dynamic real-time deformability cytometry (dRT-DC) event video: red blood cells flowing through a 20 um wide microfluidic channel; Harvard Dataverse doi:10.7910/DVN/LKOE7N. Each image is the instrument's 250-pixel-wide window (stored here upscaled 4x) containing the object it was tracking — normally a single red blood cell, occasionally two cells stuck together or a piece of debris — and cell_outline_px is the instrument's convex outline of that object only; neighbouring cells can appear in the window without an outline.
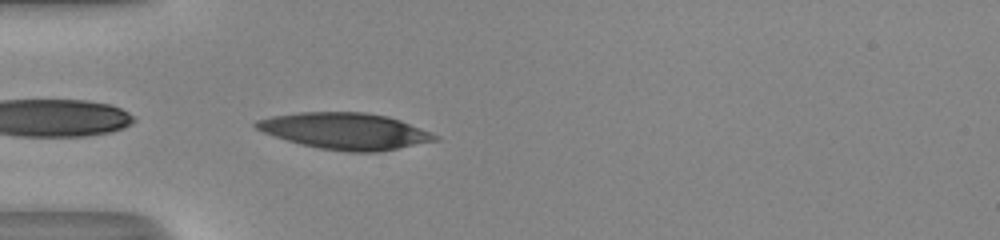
{"species": "human", "species_latin": "Homo sapiens", "temperature_condition": "room temperature", "stored_images_in_passage": 30, "camera_frame_rate_fps": 3000, "um_per_image_px": 0.085, "donor": {"sex": "male"}, "frame": {"image": 1, "passage_image": 1, "time_ms": 0.0, "image_size_px": [1000, 240], "cell_outline_px": [[440, 140], [380, 152], [348, 152], [320, 148], [300, 144], [264, 132], [256, 128], [252, 124], [256, 120], [272, 116], [300, 112], [364, 112], [388, 116], [400, 120], [432, 132], [440, 136]], "centroid_in_image_um": [29.39, 11.14], "position_along_channel_um": 55.6, "area_um2": 38.03}}
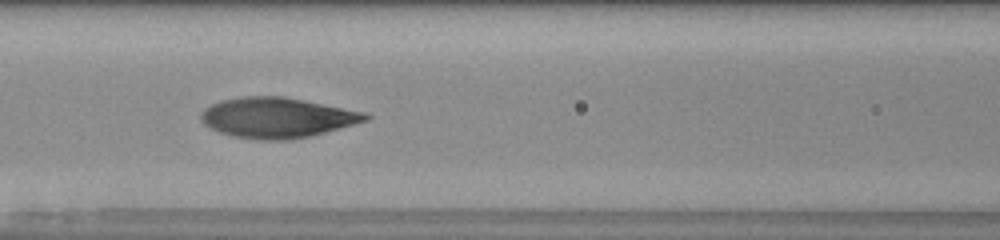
{"frame": {"image": 2, "passage_image": 8, "time_ms": 2.333, "image_size_px": [1000, 240], "cell_outline_px": [[372, 116], [368, 120], [324, 132], [308, 136], [288, 140], [260, 140], [236, 136], [220, 132], [204, 124], [200, 120], [200, 116], [204, 108], [220, 100], [240, 96], [284, 96], [368, 112]], "centroid_in_image_um": [23.57, 9.98], "position_along_channel_um": 143.0, "area_um2": 38.61}}
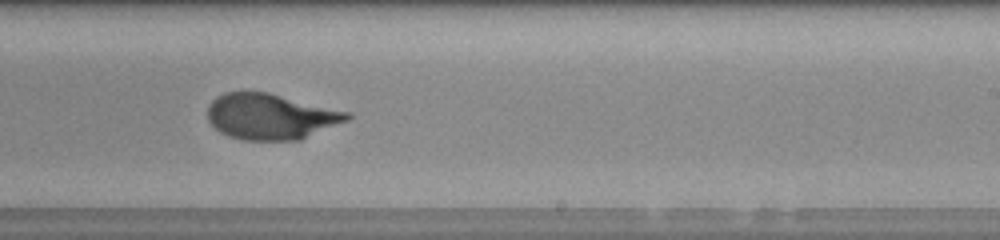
{"frame": {"image": 3, "passage_image": 17, "time_ms": 5.333, "image_size_px": [1000, 240], "cell_outline_px": [[352, 116], [348, 120], [300, 140], [244, 140], [228, 136], [220, 132], [208, 120], [208, 104], [216, 96], [224, 92], [268, 92], [352, 112]], "centroid_in_image_um": [23.02, 9.9], "position_along_channel_um": 266.0, "area_um2": 37.4}, "authors_computed_cell_mechanics": {"area_um2": 37.8012, "velocity_mm_per_s": 4.1217, "shape_relaxation_time_tau1_ms": 4.2938, "shape_relaxation_time_tau2_ms": 0.7109, "deformation_change_tau1": 0.2335, "deformation_change_tau2": 0.0616}}